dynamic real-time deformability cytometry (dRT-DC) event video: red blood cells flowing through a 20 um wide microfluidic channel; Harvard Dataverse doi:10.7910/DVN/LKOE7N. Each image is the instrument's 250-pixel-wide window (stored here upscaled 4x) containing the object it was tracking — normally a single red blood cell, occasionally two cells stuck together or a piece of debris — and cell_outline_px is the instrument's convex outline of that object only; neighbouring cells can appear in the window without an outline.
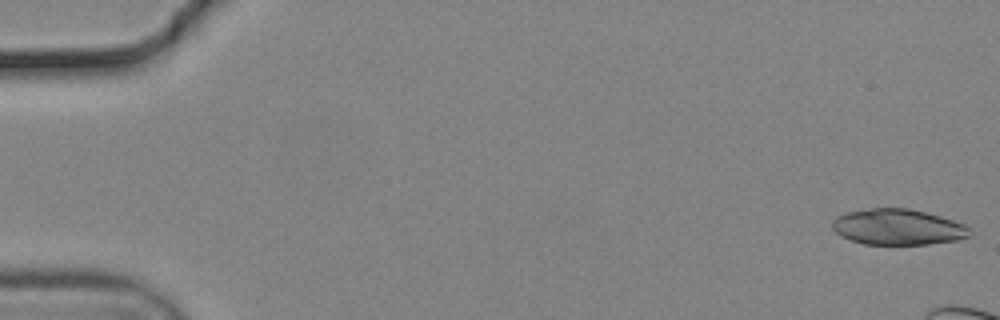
{"species": "common noctule bat (a hibernating species)", "species_latin": "Nyctalus noctula", "temperature_condition": "cold", "stored_images_in_passage": 12, "camera_frame_rate_fps": 3000, "um_per_image_px": 0.085, "animal": {"sex": "male", "body_mass_g": 19.2, "forearm_length_mm": 51.8}, "frame": {"image": 1, "passage_image": 1, "time_ms": 0.0, "image_size_px": [1000, 320], "cell_outline_px": [[968, 236], [956, 240], [928, 244], [864, 244], [840, 236], [832, 228], [832, 220], [836, 216], [848, 212], [872, 208], [908, 208], [940, 216], [964, 224], [968, 228]], "centroid_in_image_um": [76.27, 19.29], "position_along_channel_um": 8.7, "area_um2": 28.38}}